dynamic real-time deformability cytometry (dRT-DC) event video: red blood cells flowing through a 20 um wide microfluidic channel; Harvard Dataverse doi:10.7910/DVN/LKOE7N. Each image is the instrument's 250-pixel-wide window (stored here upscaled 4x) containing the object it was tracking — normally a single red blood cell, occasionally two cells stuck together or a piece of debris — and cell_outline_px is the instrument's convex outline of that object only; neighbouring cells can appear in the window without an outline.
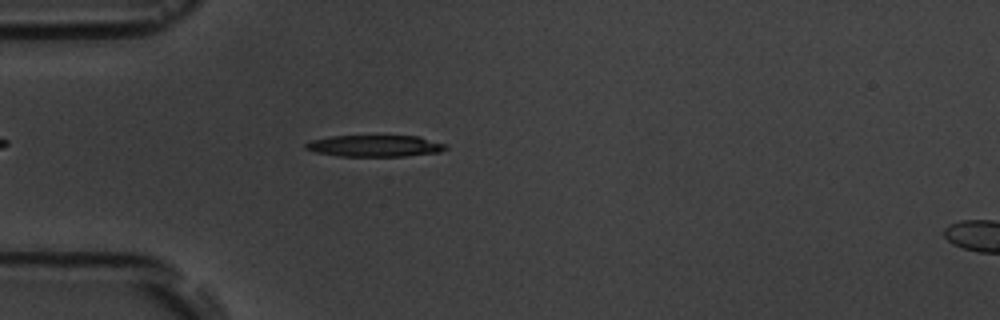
{"species": "common noctule bat (a hibernating species)", "species_latin": "Nyctalus noctula", "temperature_condition": "room temperature", "stored_images_in_passage": 2, "camera_frame_rate_fps": 3000, "um_per_image_px": 0.085, "animal": {"sex": "male", "body_mass_g": 19.5, "forearm_length_mm": 54.6}, "frame": {"image": 1, "passage_image": 2, "time_ms": 1.333, "image_size_px": [1000, 320], "cell_outline_px": [[448, 148], [440, 152], [404, 156], [340, 156], [316, 152], [304, 148], [304, 144], [312, 140], [332, 136], [420, 136], [448, 144]], "centroid_in_image_um": [31.92, 12.4], "position_along_channel_um": 53.1, "area_um2": 17.63}}